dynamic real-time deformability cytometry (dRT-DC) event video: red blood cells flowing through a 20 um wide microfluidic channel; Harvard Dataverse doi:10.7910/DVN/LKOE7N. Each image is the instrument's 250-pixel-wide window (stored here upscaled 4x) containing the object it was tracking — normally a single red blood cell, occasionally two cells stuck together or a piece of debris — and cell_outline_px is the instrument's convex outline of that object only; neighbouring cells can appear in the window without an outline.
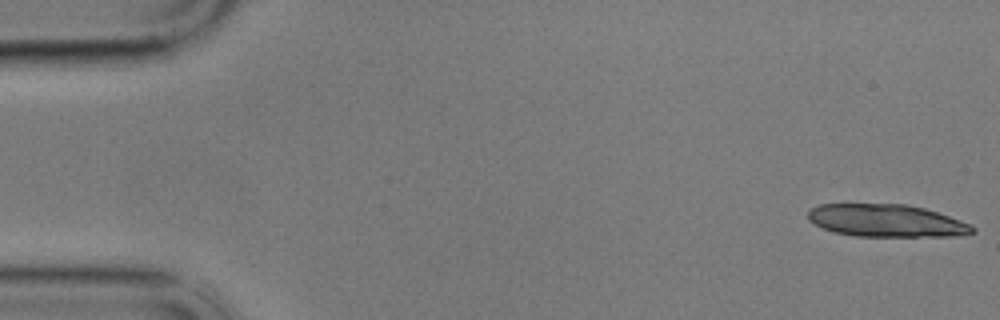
{"species": "common noctule bat (a hibernating species)", "species_latin": "Nyctalus noctula", "temperature_condition": "cold", "stored_images_in_passage": 17, "camera_frame_rate_fps": 3000, "um_per_image_px": 0.085, "animal": {"sex": "male", "body_mass_g": 17.9}, "frame": {"image": 1, "passage_image": 1, "time_ms": 0.0, "image_size_px": [1000, 320], "cell_outline_px": [[976, 232], [956, 236], [852, 236], [836, 232], [824, 228], [808, 220], [808, 208], [820, 204], [904, 204], [924, 208], [972, 224], [976, 228]], "centroid_in_image_um": [75.35, 18.75], "position_along_channel_um": 9.6, "area_um2": 31.15}}